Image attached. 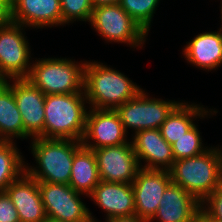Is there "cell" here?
Here are the masks:
<instances>
[{
  "label": "cell",
  "mask_w": 222,
  "mask_h": 222,
  "mask_svg": "<svg viewBox=\"0 0 222 222\" xmlns=\"http://www.w3.org/2000/svg\"><path fill=\"white\" fill-rule=\"evenodd\" d=\"M160 0H121L119 5L148 34Z\"/></svg>",
  "instance_id": "obj_24"
},
{
  "label": "cell",
  "mask_w": 222,
  "mask_h": 222,
  "mask_svg": "<svg viewBox=\"0 0 222 222\" xmlns=\"http://www.w3.org/2000/svg\"><path fill=\"white\" fill-rule=\"evenodd\" d=\"M12 20L29 29L62 25L60 0H11Z\"/></svg>",
  "instance_id": "obj_15"
},
{
  "label": "cell",
  "mask_w": 222,
  "mask_h": 222,
  "mask_svg": "<svg viewBox=\"0 0 222 222\" xmlns=\"http://www.w3.org/2000/svg\"><path fill=\"white\" fill-rule=\"evenodd\" d=\"M201 208L202 203L194 196L171 182L159 201L155 215L148 222H194Z\"/></svg>",
  "instance_id": "obj_16"
},
{
  "label": "cell",
  "mask_w": 222,
  "mask_h": 222,
  "mask_svg": "<svg viewBox=\"0 0 222 222\" xmlns=\"http://www.w3.org/2000/svg\"><path fill=\"white\" fill-rule=\"evenodd\" d=\"M197 126L195 124L184 136L171 145L175 160L197 156L209 148L203 145L201 132Z\"/></svg>",
  "instance_id": "obj_25"
},
{
  "label": "cell",
  "mask_w": 222,
  "mask_h": 222,
  "mask_svg": "<svg viewBox=\"0 0 222 222\" xmlns=\"http://www.w3.org/2000/svg\"><path fill=\"white\" fill-rule=\"evenodd\" d=\"M0 222H20L17 209L5 191L0 192Z\"/></svg>",
  "instance_id": "obj_28"
},
{
  "label": "cell",
  "mask_w": 222,
  "mask_h": 222,
  "mask_svg": "<svg viewBox=\"0 0 222 222\" xmlns=\"http://www.w3.org/2000/svg\"><path fill=\"white\" fill-rule=\"evenodd\" d=\"M25 29L14 22L0 27V75L5 80L27 78L30 73L33 60Z\"/></svg>",
  "instance_id": "obj_9"
},
{
  "label": "cell",
  "mask_w": 222,
  "mask_h": 222,
  "mask_svg": "<svg viewBox=\"0 0 222 222\" xmlns=\"http://www.w3.org/2000/svg\"><path fill=\"white\" fill-rule=\"evenodd\" d=\"M38 188L46 217L63 222H98L82 202L84 194L69 184L38 181Z\"/></svg>",
  "instance_id": "obj_8"
},
{
  "label": "cell",
  "mask_w": 222,
  "mask_h": 222,
  "mask_svg": "<svg viewBox=\"0 0 222 222\" xmlns=\"http://www.w3.org/2000/svg\"><path fill=\"white\" fill-rule=\"evenodd\" d=\"M132 146L142 169L169 171L175 161L172 146L159 129H147L132 134ZM143 161L145 164L142 165Z\"/></svg>",
  "instance_id": "obj_14"
},
{
  "label": "cell",
  "mask_w": 222,
  "mask_h": 222,
  "mask_svg": "<svg viewBox=\"0 0 222 222\" xmlns=\"http://www.w3.org/2000/svg\"><path fill=\"white\" fill-rule=\"evenodd\" d=\"M169 173L174 184L203 203L222 185V146H210L197 156L175 160Z\"/></svg>",
  "instance_id": "obj_1"
},
{
  "label": "cell",
  "mask_w": 222,
  "mask_h": 222,
  "mask_svg": "<svg viewBox=\"0 0 222 222\" xmlns=\"http://www.w3.org/2000/svg\"><path fill=\"white\" fill-rule=\"evenodd\" d=\"M149 95L142 90L137 96L115 109L127 135L128 128L134 131L133 134L147 129H159L172 110L180 103L175 100L152 98Z\"/></svg>",
  "instance_id": "obj_7"
},
{
  "label": "cell",
  "mask_w": 222,
  "mask_h": 222,
  "mask_svg": "<svg viewBox=\"0 0 222 222\" xmlns=\"http://www.w3.org/2000/svg\"><path fill=\"white\" fill-rule=\"evenodd\" d=\"M12 22L11 0H0V27L9 25Z\"/></svg>",
  "instance_id": "obj_29"
},
{
  "label": "cell",
  "mask_w": 222,
  "mask_h": 222,
  "mask_svg": "<svg viewBox=\"0 0 222 222\" xmlns=\"http://www.w3.org/2000/svg\"><path fill=\"white\" fill-rule=\"evenodd\" d=\"M194 222H219L213 218H211L208 214H206L202 209L198 212L195 217Z\"/></svg>",
  "instance_id": "obj_31"
},
{
  "label": "cell",
  "mask_w": 222,
  "mask_h": 222,
  "mask_svg": "<svg viewBox=\"0 0 222 222\" xmlns=\"http://www.w3.org/2000/svg\"><path fill=\"white\" fill-rule=\"evenodd\" d=\"M30 150L36 166L25 164V172L37 181L69 184L74 153L81 141L58 138H32Z\"/></svg>",
  "instance_id": "obj_3"
},
{
  "label": "cell",
  "mask_w": 222,
  "mask_h": 222,
  "mask_svg": "<svg viewBox=\"0 0 222 222\" xmlns=\"http://www.w3.org/2000/svg\"><path fill=\"white\" fill-rule=\"evenodd\" d=\"M13 141L0 140V192L25 172V159Z\"/></svg>",
  "instance_id": "obj_23"
},
{
  "label": "cell",
  "mask_w": 222,
  "mask_h": 222,
  "mask_svg": "<svg viewBox=\"0 0 222 222\" xmlns=\"http://www.w3.org/2000/svg\"><path fill=\"white\" fill-rule=\"evenodd\" d=\"M43 222H63V221H59V220H55V219L47 217Z\"/></svg>",
  "instance_id": "obj_33"
},
{
  "label": "cell",
  "mask_w": 222,
  "mask_h": 222,
  "mask_svg": "<svg viewBox=\"0 0 222 222\" xmlns=\"http://www.w3.org/2000/svg\"><path fill=\"white\" fill-rule=\"evenodd\" d=\"M167 170L140 169L132 183L135 215L149 221L159 207L164 191L171 183Z\"/></svg>",
  "instance_id": "obj_13"
},
{
  "label": "cell",
  "mask_w": 222,
  "mask_h": 222,
  "mask_svg": "<svg viewBox=\"0 0 222 222\" xmlns=\"http://www.w3.org/2000/svg\"><path fill=\"white\" fill-rule=\"evenodd\" d=\"M204 107L203 105L200 106V104H190V102L188 104V102L181 101L160 126L161 136L172 145L195 125L196 122L194 121L197 118L204 119L218 113L217 109Z\"/></svg>",
  "instance_id": "obj_20"
},
{
  "label": "cell",
  "mask_w": 222,
  "mask_h": 222,
  "mask_svg": "<svg viewBox=\"0 0 222 222\" xmlns=\"http://www.w3.org/2000/svg\"><path fill=\"white\" fill-rule=\"evenodd\" d=\"M89 23L106 42L126 43L138 49L148 39V34L119 4L93 8Z\"/></svg>",
  "instance_id": "obj_6"
},
{
  "label": "cell",
  "mask_w": 222,
  "mask_h": 222,
  "mask_svg": "<svg viewBox=\"0 0 222 222\" xmlns=\"http://www.w3.org/2000/svg\"><path fill=\"white\" fill-rule=\"evenodd\" d=\"M5 83V79L0 75V87Z\"/></svg>",
  "instance_id": "obj_35"
},
{
  "label": "cell",
  "mask_w": 222,
  "mask_h": 222,
  "mask_svg": "<svg viewBox=\"0 0 222 222\" xmlns=\"http://www.w3.org/2000/svg\"><path fill=\"white\" fill-rule=\"evenodd\" d=\"M182 54L188 63L201 70H216L222 64V32L211 31L196 35L186 42Z\"/></svg>",
  "instance_id": "obj_19"
},
{
  "label": "cell",
  "mask_w": 222,
  "mask_h": 222,
  "mask_svg": "<svg viewBox=\"0 0 222 222\" xmlns=\"http://www.w3.org/2000/svg\"><path fill=\"white\" fill-rule=\"evenodd\" d=\"M24 139V124L13 90L4 83L0 87V140Z\"/></svg>",
  "instance_id": "obj_22"
},
{
  "label": "cell",
  "mask_w": 222,
  "mask_h": 222,
  "mask_svg": "<svg viewBox=\"0 0 222 222\" xmlns=\"http://www.w3.org/2000/svg\"><path fill=\"white\" fill-rule=\"evenodd\" d=\"M105 222H148V221L139 218L137 215H128V216H119L110 219H105Z\"/></svg>",
  "instance_id": "obj_30"
},
{
  "label": "cell",
  "mask_w": 222,
  "mask_h": 222,
  "mask_svg": "<svg viewBox=\"0 0 222 222\" xmlns=\"http://www.w3.org/2000/svg\"><path fill=\"white\" fill-rule=\"evenodd\" d=\"M220 2H221V5H220L221 9L220 10H221V23H222V0ZM218 30L222 32V25L220 26V28Z\"/></svg>",
  "instance_id": "obj_34"
},
{
  "label": "cell",
  "mask_w": 222,
  "mask_h": 222,
  "mask_svg": "<svg viewBox=\"0 0 222 222\" xmlns=\"http://www.w3.org/2000/svg\"><path fill=\"white\" fill-rule=\"evenodd\" d=\"M86 104L85 93L46 95L44 138L82 141L89 110Z\"/></svg>",
  "instance_id": "obj_4"
},
{
  "label": "cell",
  "mask_w": 222,
  "mask_h": 222,
  "mask_svg": "<svg viewBox=\"0 0 222 222\" xmlns=\"http://www.w3.org/2000/svg\"><path fill=\"white\" fill-rule=\"evenodd\" d=\"M62 25L74 23V21H90L93 5L92 0H60Z\"/></svg>",
  "instance_id": "obj_26"
},
{
  "label": "cell",
  "mask_w": 222,
  "mask_h": 222,
  "mask_svg": "<svg viewBox=\"0 0 222 222\" xmlns=\"http://www.w3.org/2000/svg\"><path fill=\"white\" fill-rule=\"evenodd\" d=\"M100 181L94 152L82 145L74 153L69 185L89 198Z\"/></svg>",
  "instance_id": "obj_21"
},
{
  "label": "cell",
  "mask_w": 222,
  "mask_h": 222,
  "mask_svg": "<svg viewBox=\"0 0 222 222\" xmlns=\"http://www.w3.org/2000/svg\"><path fill=\"white\" fill-rule=\"evenodd\" d=\"M102 181L132 184L141 169L132 142L93 150Z\"/></svg>",
  "instance_id": "obj_11"
},
{
  "label": "cell",
  "mask_w": 222,
  "mask_h": 222,
  "mask_svg": "<svg viewBox=\"0 0 222 222\" xmlns=\"http://www.w3.org/2000/svg\"><path fill=\"white\" fill-rule=\"evenodd\" d=\"M142 90L117 69L97 61H86L84 93L89 108L115 110Z\"/></svg>",
  "instance_id": "obj_2"
},
{
  "label": "cell",
  "mask_w": 222,
  "mask_h": 222,
  "mask_svg": "<svg viewBox=\"0 0 222 222\" xmlns=\"http://www.w3.org/2000/svg\"><path fill=\"white\" fill-rule=\"evenodd\" d=\"M89 197L106 213L105 219L135 215L132 184L101 180Z\"/></svg>",
  "instance_id": "obj_18"
},
{
  "label": "cell",
  "mask_w": 222,
  "mask_h": 222,
  "mask_svg": "<svg viewBox=\"0 0 222 222\" xmlns=\"http://www.w3.org/2000/svg\"><path fill=\"white\" fill-rule=\"evenodd\" d=\"M120 1L121 0H92V5L96 8L103 5L119 4Z\"/></svg>",
  "instance_id": "obj_32"
},
{
  "label": "cell",
  "mask_w": 222,
  "mask_h": 222,
  "mask_svg": "<svg viewBox=\"0 0 222 222\" xmlns=\"http://www.w3.org/2000/svg\"><path fill=\"white\" fill-rule=\"evenodd\" d=\"M17 209L20 222H43L47 217L38 181L24 172L5 190Z\"/></svg>",
  "instance_id": "obj_17"
},
{
  "label": "cell",
  "mask_w": 222,
  "mask_h": 222,
  "mask_svg": "<svg viewBox=\"0 0 222 222\" xmlns=\"http://www.w3.org/2000/svg\"><path fill=\"white\" fill-rule=\"evenodd\" d=\"M5 83L13 90L24 124V139L44 138L46 95L26 78L9 79Z\"/></svg>",
  "instance_id": "obj_10"
},
{
  "label": "cell",
  "mask_w": 222,
  "mask_h": 222,
  "mask_svg": "<svg viewBox=\"0 0 222 222\" xmlns=\"http://www.w3.org/2000/svg\"><path fill=\"white\" fill-rule=\"evenodd\" d=\"M85 64L70 58H39L32 61L26 79L45 95L84 93Z\"/></svg>",
  "instance_id": "obj_5"
},
{
  "label": "cell",
  "mask_w": 222,
  "mask_h": 222,
  "mask_svg": "<svg viewBox=\"0 0 222 222\" xmlns=\"http://www.w3.org/2000/svg\"><path fill=\"white\" fill-rule=\"evenodd\" d=\"M201 209L211 218L222 222V185L202 203Z\"/></svg>",
  "instance_id": "obj_27"
},
{
  "label": "cell",
  "mask_w": 222,
  "mask_h": 222,
  "mask_svg": "<svg viewBox=\"0 0 222 222\" xmlns=\"http://www.w3.org/2000/svg\"><path fill=\"white\" fill-rule=\"evenodd\" d=\"M126 134L115 110L89 108L85 133L81 142L83 146L91 150L117 146L130 142Z\"/></svg>",
  "instance_id": "obj_12"
}]
</instances>
